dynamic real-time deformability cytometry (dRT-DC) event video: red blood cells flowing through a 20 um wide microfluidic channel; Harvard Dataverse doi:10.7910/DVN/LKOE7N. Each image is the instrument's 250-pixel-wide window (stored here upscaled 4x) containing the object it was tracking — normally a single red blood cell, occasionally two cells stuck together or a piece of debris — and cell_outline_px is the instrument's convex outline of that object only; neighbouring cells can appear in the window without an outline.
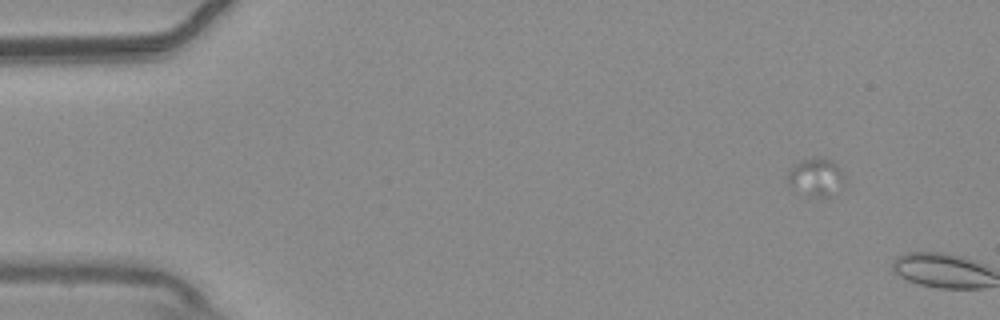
{"species": "common noctule bat (a hibernating species)", "species_latin": "Nyctalus noctula", "temperature_condition": "warm", "stored_images_in_passage": 9, "camera_frame_rate_fps": 3000, "um_per_image_px": 0.085, "animal": {"sex": "male", "body_mass_g": 20.4}, "frame": {"image": 1, "passage_image": 7, "time_ms": 2.0, "image_size_px": [1000, 320], "cell_outline_px": [[844, 184], [828, 196], [808, 196], [792, 192], [788, 184], [788, 168], [800, 160], [812, 156], [820, 156], [832, 160], [836, 164], [844, 176]], "centroid_in_image_um": [69.28, 15.03], "position_along_channel_um": 15.7, "area_um2": 13.01}}